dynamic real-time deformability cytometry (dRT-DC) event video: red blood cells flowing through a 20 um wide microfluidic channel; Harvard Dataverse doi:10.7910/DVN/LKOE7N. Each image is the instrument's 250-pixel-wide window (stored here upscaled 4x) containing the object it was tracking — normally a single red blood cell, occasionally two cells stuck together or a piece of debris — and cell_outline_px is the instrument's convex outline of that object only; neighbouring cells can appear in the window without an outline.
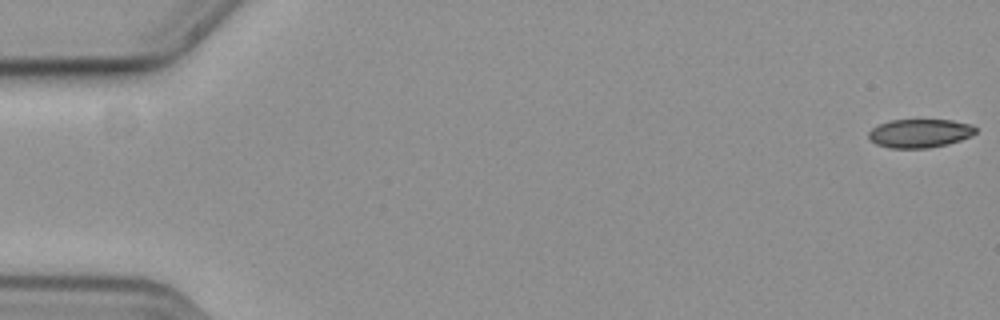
{"species": "common noctule bat (a hibernating species)", "species_latin": "Nyctalus noctula", "temperature_condition": "cold", "stored_images_in_passage": 14, "camera_frame_rate_fps": 3000, "um_per_image_px": 0.085, "animal": {"sex": "female", "body_mass_g": 19.3, "forearm_length_mm": 54.1}, "frame": {"image": 1, "passage_image": 1, "time_ms": 0.0, "image_size_px": [1000, 320], "cell_outline_px": [[976, 132], [972, 136], [948, 144], [928, 148], [888, 148], [876, 144], [868, 136], [868, 132], [872, 128], [888, 120], [952, 120], [972, 124], [976, 128]], "centroid_in_image_um": [78.19, 11.33], "position_along_channel_um": 6.8, "area_um2": 17.92}}